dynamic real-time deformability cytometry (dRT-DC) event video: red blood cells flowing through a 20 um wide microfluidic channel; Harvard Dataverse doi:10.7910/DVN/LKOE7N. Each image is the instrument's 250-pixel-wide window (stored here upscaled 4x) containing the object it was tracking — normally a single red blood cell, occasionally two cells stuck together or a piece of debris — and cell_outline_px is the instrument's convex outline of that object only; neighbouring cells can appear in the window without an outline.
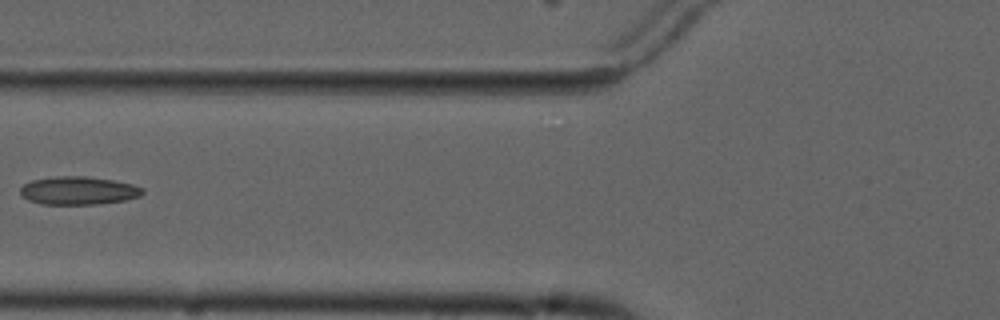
{"species": "common noctule bat (a hibernating species)", "species_latin": "Nyctalus noctula", "temperature_condition": "cold", "stored_images_in_passage": 6, "camera_frame_rate_fps": 3000, "um_per_image_px": 0.085, "animal": {"sex": "male", "forearm_length_mm": 52.5}, "frame": {"image": 1, "passage_image": 5, "time_ms": 5.667, "image_size_px": [1000, 320], "cell_outline_px": [[144, 192], [140, 196], [124, 200], [96, 204], [40, 204], [28, 200], [20, 192], [20, 188], [24, 184], [32, 180], [56, 176], [88, 176], [112, 180], [132, 184], [144, 188]], "centroid_in_image_um": [6.67, 16.19], "position_along_channel_um": 119.1, "area_um2": 20.0}}
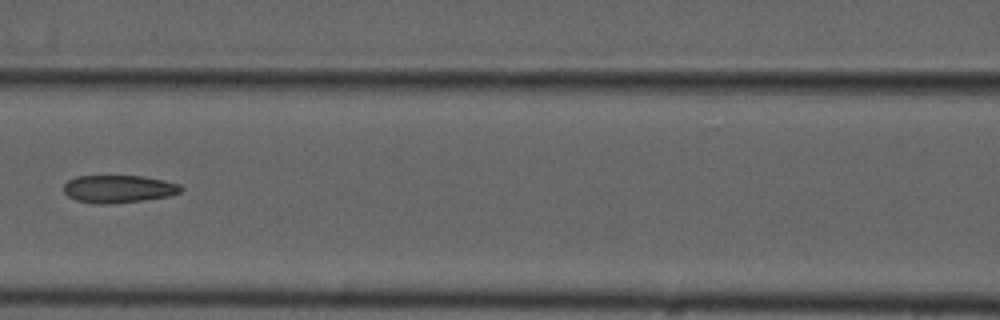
{"frame": {"image": 2, "passage_image": 6, "time_ms": 6.667, "image_size_px": [1000, 320], "cell_outline_px": [[184, 188], [180, 192], [168, 196], [144, 200], [108, 204], [96, 204], [76, 200], [68, 196], [64, 192], [64, 184], [68, 180], [76, 176], [144, 176], [164, 180], [180, 184]], "centroid_in_image_um": [10.08, 16.05], "position_along_channel_um": 156.5, "area_um2": 18.96}}